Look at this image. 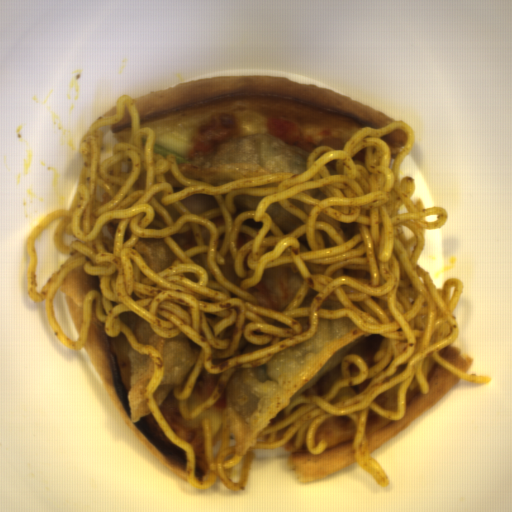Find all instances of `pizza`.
Listing matches in <instances>:
<instances>
[{
	"instance_id": "1",
	"label": "pizza",
	"mask_w": 512,
	"mask_h": 512,
	"mask_svg": "<svg viewBox=\"0 0 512 512\" xmlns=\"http://www.w3.org/2000/svg\"><path fill=\"white\" fill-rule=\"evenodd\" d=\"M132 99L140 115L139 129L150 128L154 144L189 161L200 127L222 116L236 119L238 136L270 133L272 118L292 120L298 140L317 145L328 138L346 145L361 129L398 122L351 97L288 77H203Z\"/></svg>"
},
{
	"instance_id": "2",
	"label": "pizza",
	"mask_w": 512,
	"mask_h": 512,
	"mask_svg": "<svg viewBox=\"0 0 512 512\" xmlns=\"http://www.w3.org/2000/svg\"><path fill=\"white\" fill-rule=\"evenodd\" d=\"M102 388L126 426L146 450L169 471L189 483L187 457L184 450L162 431L153 413L133 422L127 395L131 386V359L128 340L120 331L117 336L105 333V323L97 316L92 301L91 324L82 347Z\"/></svg>"
},
{
	"instance_id": "3",
	"label": "pizza",
	"mask_w": 512,
	"mask_h": 512,
	"mask_svg": "<svg viewBox=\"0 0 512 512\" xmlns=\"http://www.w3.org/2000/svg\"><path fill=\"white\" fill-rule=\"evenodd\" d=\"M357 426L347 415L324 419L315 435V446L326 443L320 454H311L305 434L301 448L295 447L297 432L281 447L284 463L298 483H314L357 462L353 441Z\"/></svg>"
},
{
	"instance_id": "4",
	"label": "pizza",
	"mask_w": 512,
	"mask_h": 512,
	"mask_svg": "<svg viewBox=\"0 0 512 512\" xmlns=\"http://www.w3.org/2000/svg\"><path fill=\"white\" fill-rule=\"evenodd\" d=\"M461 380L434 362L426 377L427 394L420 391L417 383L411 390L407 388L405 414L402 419L389 420L378 416L369 409L366 418L365 436L370 454L397 436L448 396Z\"/></svg>"
},
{
	"instance_id": "5",
	"label": "pizza",
	"mask_w": 512,
	"mask_h": 512,
	"mask_svg": "<svg viewBox=\"0 0 512 512\" xmlns=\"http://www.w3.org/2000/svg\"><path fill=\"white\" fill-rule=\"evenodd\" d=\"M157 407L165 421L177 433V435L192 446L196 461L195 476L201 482L208 479L209 466L201 420H207L211 432L215 458L222 445V417L226 411V389L210 406L192 419L181 414L180 400L174 396V391H172Z\"/></svg>"
},
{
	"instance_id": "6",
	"label": "pizza",
	"mask_w": 512,
	"mask_h": 512,
	"mask_svg": "<svg viewBox=\"0 0 512 512\" xmlns=\"http://www.w3.org/2000/svg\"><path fill=\"white\" fill-rule=\"evenodd\" d=\"M303 278L291 266L265 268L263 280L254 292H261L269 301L270 309L284 311L299 291Z\"/></svg>"
},
{
	"instance_id": "7",
	"label": "pizza",
	"mask_w": 512,
	"mask_h": 512,
	"mask_svg": "<svg viewBox=\"0 0 512 512\" xmlns=\"http://www.w3.org/2000/svg\"><path fill=\"white\" fill-rule=\"evenodd\" d=\"M78 338L85 320V302L89 290H100L99 277L85 273L79 266L65 276L60 284Z\"/></svg>"
},
{
	"instance_id": "8",
	"label": "pizza",
	"mask_w": 512,
	"mask_h": 512,
	"mask_svg": "<svg viewBox=\"0 0 512 512\" xmlns=\"http://www.w3.org/2000/svg\"><path fill=\"white\" fill-rule=\"evenodd\" d=\"M386 353V337L366 332L347 355L362 357L367 366H374Z\"/></svg>"
},
{
	"instance_id": "9",
	"label": "pizza",
	"mask_w": 512,
	"mask_h": 512,
	"mask_svg": "<svg viewBox=\"0 0 512 512\" xmlns=\"http://www.w3.org/2000/svg\"><path fill=\"white\" fill-rule=\"evenodd\" d=\"M220 374L221 372L212 374L203 367L198 382L187 400V409L190 412L201 405L211 395L219 381Z\"/></svg>"
},
{
	"instance_id": "10",
	"label": "pizza",
	"mask_w": 512,
	"mask_h": 512,
	"mask_svg": "<svg viewBox=\"0 0 512 512\" xmlns=\"http://www.w3.org/2000/svg\"><path fill=\"white\" fill-rule=\"evenodd\" d=\"M443 360L460 371L468 372L473 364L472 357L462 348L451 343L448 347L438 352Z\"/></svg>"
},
{
	"instance_id": "11",
	"label": "pizza",
	"mask_w": 512,
	"mask_h": 512,
	"mask_svg": "<svg viewBox=\"0 0 512 512\" xmlns=\"http://www.w3.org/2000/svg\"><path fill=\"white\" fill-rule=\"evenodd\" d=\"M342 362L343 360L326 376H324L319 382H317L312 388H310L308 391H306L300 396L322 395L328 392L334 381L344 377L341 370Z\"/></svg>"
},
{
	"instance_id": "12",
	"label": "pizza",
	"mask_w": 512,
	"mask_h": 512,
	"mask_svg": "<svg viewBox=\"0 0 512 512\" xmlns=\"http://www.w3.org/2000/svg\"><path fill=\"white\" fill-rule=\"evenodd\" d=\"M122 142H130L133 128L132 113L125 107L124 117L116 124H108Z\"/></svg>"
},
{
	"instance_id": "13",
	"label": "pizza",
	"mask_w": 512,
	"mask_h": 512,
	"mask_svg": "<svg viewBox=\"0 0 512 512\" xmlns=\"http://www.w3.org/2000/svg\"><path fill=\"white\" fill-rule=\"evenodd\" d=\"M399 383L384 390L373 400L378 403L381 407L391 409L398 412V404H397V393H398Z\"/></svg>"
},
{
	"instance_id": "14",
	"label": "pizza",
	"mask_w": 512,
	"mask_h": 512,
	"mask_svg": "<svg viewBox=\"0 0 512 512\" xmlns=\"http://www.w3.org/2000/svg\"><path fill=\"white\" fill-rule=\"evenodd\" d=\"M370 385V378L367 380H364L358 384H355L353 386L341 388L338 395L329 400L333 405L336 403H339L343 400H346L348 398H351L355 395L360 394L364 389H366Z\"/></svg>"
},
{
	"instance_id": "15",
	"label": "pizza",
	"mask_w": 512,
	"mask_h": 512,
	"mask_svg": "<svg viewBox=\"0 0 512 512\" xmlns=\"http://www.w3.org/2000/svg\"><path fill=\"white\" fill-rule=\"evenodd\" d=\"M225 264L219 265L222 275L232 284L240 287L243 279L236 276L234 259L228 250L224 256Z\"/></svg>"
},
{
	"instance_id": "16",
	"label": "pizza",
	"mask_w": 512,
	"mask_h": 512,
	"mask_svg": "<svg viewBox=\"0 0 512 512\" xmlns=\"http://www.w3.org/2000/svg\"><path fill=\"white\" fill-rule=\"evenodd\" d=\"M392 149L405 148L407 143L408 134L403 130L395 129L394 131L380 136Z\"/></svg>"
},
{
	"instance_id": "17",
	"label": "pizza",
	"mask_w": 512,
	"mask_h": 512,
	"mask_svg": "<svg viewBox=\"0 0 512 512\" xmlns=\"http://www.w3.org/2000/svg\"><path fill=\"white\" fill-rule=\"evenodd\" d=\"M286 416V408H283L282 410H280L278 413H276L274 415V417L271 419L270 424L274 423L275 421L281 419L282 417Z\"/></svg>"
},
{
	"instance_id": "18",
	"label": "pizza",
	"mask_w": 512,
	"mask_h": 512,
	"mask_svg": "<svg viewBox=\"0 0 512 512\" xmlns=\"http://www.w3.org/2000/svg\"><path fill=\"white\" fill-rule=\"evenodd\" d=\"M111 115H116V105L114 107L110 108L109 110L105 111L104 113H102V117L111 116Z\"/></svg>"
},
{
	"instance_id": "19",
	"label": "pizza",
	"mask_w": 512,
	"mask_h": 512,
	"mask_svg": "<svg viewBox=\"0 0 512 512\" xmlns=\"http://www.w3.org/2000/svg\"><path fill=\"white\" fill-rule=\"evenodd\" d=\"M81 256H83V255H81L80 253H78V252L76 251V252H74V253L72 254V256H71V257H70L66 262L71 261V260L76 259V258L81 257ZM66 262H65V263H66Z\"/></svg>"
}]
</instances>
